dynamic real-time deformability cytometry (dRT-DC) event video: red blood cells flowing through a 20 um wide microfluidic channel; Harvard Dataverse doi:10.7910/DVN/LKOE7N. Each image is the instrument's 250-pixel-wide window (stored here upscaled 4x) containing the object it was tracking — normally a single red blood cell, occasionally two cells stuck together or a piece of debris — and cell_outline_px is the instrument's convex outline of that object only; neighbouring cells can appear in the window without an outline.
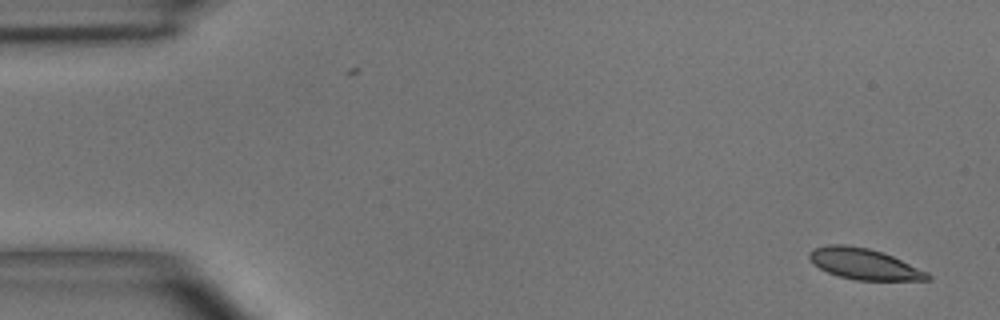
{"species": "common noctule bat (a hibernating species)", "species_latin": "Nyctalus noctula", "temperature_condition": "room temperature", "stored_images_in_passage": 6, "segment_of_instrument_passage": [2, 2], "camera_frame_rate_fps": 3000, "um_per_image_px": 0.085, "animal": {"sex": "male", "body_mass_g": 15.6}, "frame": {"image": 1, "passage_image": 6, "time_ms": 6.667, "image_size_px": [1000, 320], "cell_outline_px": [[932, 280], [856, 280], [840, 276], [828, 272], [820, 268], [808, 256], [808, 252], [812, 248], [828, 244], [844, 244], [868, 248], [892, 256], [928, 272], [932, 276]], "centroid_in_image_um": [73.45, 22.43], "position_along_channel_um": 11.5, "area_um2": 21.15}}